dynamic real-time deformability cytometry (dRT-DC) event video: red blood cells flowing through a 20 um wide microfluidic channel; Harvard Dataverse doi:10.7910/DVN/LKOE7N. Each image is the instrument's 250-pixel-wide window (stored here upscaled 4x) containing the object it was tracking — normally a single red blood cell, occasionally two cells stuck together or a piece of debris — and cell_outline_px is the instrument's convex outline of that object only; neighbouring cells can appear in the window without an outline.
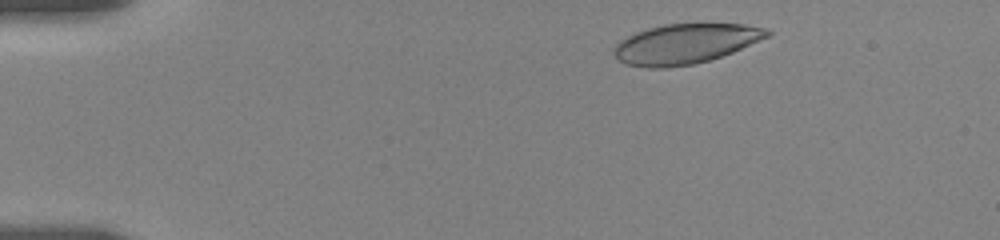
{"species": "human", "species_latin": "Homo sapiens", "temperature_condition": "room temperature", "stored_images_in_passage": 51, "camera_frame_rate_fps": 3000, "um_per_image_px": 0.085, "donor": {"sex": "female"}, "frame": {"image": 1, "passage_image": 4, "time_ms": 1.0, "image_size_px": [1000, 240], "cell_outline_px": [[772, 32], [768, 36], [732, 52], [708, 60], [692, 64], [664, 68], [648, 68], [624, 64], [616, 60], [612, 52], [612, 48], [620, 40], [636, 32], [648, 28], [664, 24], [744, 24], [768, 28]], "centroid_in_image_um": [58.19, 3.73], "position_along_channel_um": 26.8, "area_um2": 35.6}}
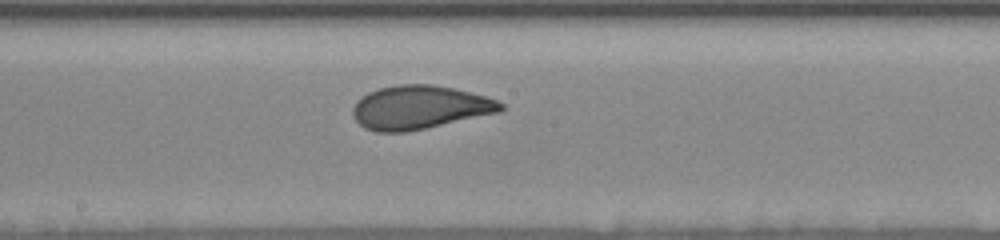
{"frame": {"image": 2, "passage_image": 26, "time_ms": 8.333, "image_size_px": [1000, 240], "cell_outline_px": [[504, 108], [500, 112], [424, 128], [404, 132], [376, 132], [364, 128], [356, 120], [352, 112], [352, 108], [356, 100], [368, 92], [380, 88], [396, 84], [432, 84], [452, 88], [500, 100], [504, 104]], "centroid_in_image_um": [35.65, 9.12], "position_along_channel_um": 212.6, "area_um2": 37.45}}
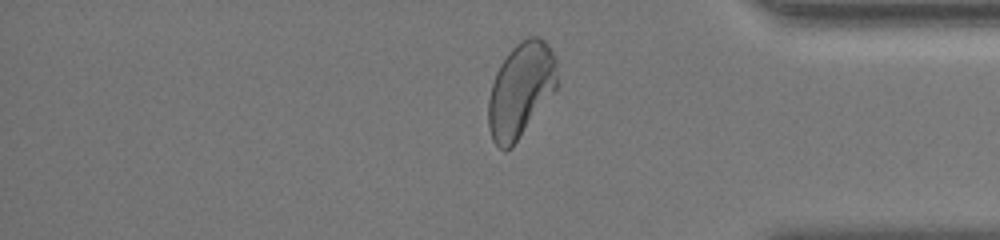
{"frame": {"image": 3, "passage_image": 42, "time_ms": 13.667, "image_size_px": [1000, 240], "cell_outline_px": [[556, 88], [512, 148], [500, 148], [492, 140], [488, 124], [488, 100], [492, 84], [496, 72], [500, 64], [508, 52], [520, 40], [528, 36], [540, 36], [552, 48], [556, 56]], "centroid_in_image_um": [44.25, 7.6], "position_along_channel_um": 390.9, "area_um2": 37.8}, "authors_computed_cell_mechanics": {"area_um2": 37.5122, "velocity_mm_per_s": 3.6087, "shape_relaxation_time_tau1_ms": 3.9894, "shape_relaxation_time_tau2_ms": 0.9258, "deformation_change_tau1": 0.157, "deformation_change_tau2": 0.0537}}